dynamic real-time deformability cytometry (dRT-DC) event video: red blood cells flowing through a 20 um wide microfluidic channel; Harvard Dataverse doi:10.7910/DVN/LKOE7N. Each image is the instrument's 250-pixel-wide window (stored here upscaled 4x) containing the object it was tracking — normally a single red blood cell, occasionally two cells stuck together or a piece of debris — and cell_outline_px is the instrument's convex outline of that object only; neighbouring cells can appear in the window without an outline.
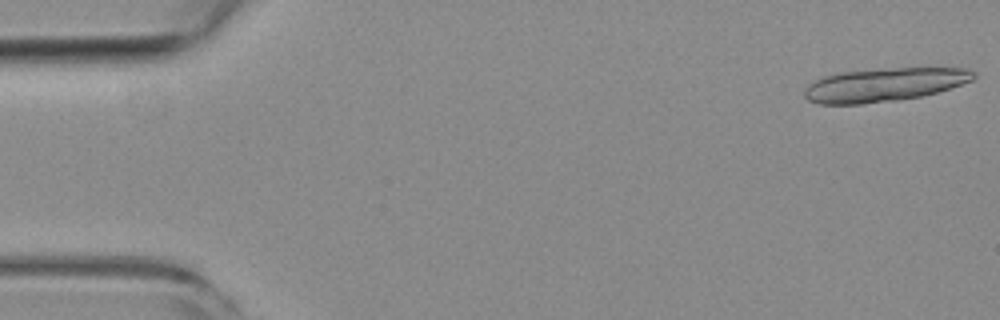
{"species": "common noctule bat (a hibernating species)", "species_latin": "Nyctalus noctula", "temperature_condition": "room temperature", "stored_images_in_passage": 17, "camera_frame_rate_fps": 3000, "um_per_image_px": 0.085, "animal": {"sex": "female", "body_mass_g": 19.3, "forearm_length_mm": 54.1}, "frame": {"image": 1, "passage_image": 1, "time_ms": 0.0, "image_size_px": [1000, 320], "cell_outline_px": [[976, 76], [972, 80], [936, 92], [920, 96], [896, 100], [860, 104], [820, 104], [808, 100], [804, 96], [804, 88], [808, 84], [824, 76], [840, 72], [896, 68], [964, 68], [976, 72]], "centroid_in_image_um": [75.11, 7.2], "position_along_channel_um": 9.9, "area_um2": 32.66}}